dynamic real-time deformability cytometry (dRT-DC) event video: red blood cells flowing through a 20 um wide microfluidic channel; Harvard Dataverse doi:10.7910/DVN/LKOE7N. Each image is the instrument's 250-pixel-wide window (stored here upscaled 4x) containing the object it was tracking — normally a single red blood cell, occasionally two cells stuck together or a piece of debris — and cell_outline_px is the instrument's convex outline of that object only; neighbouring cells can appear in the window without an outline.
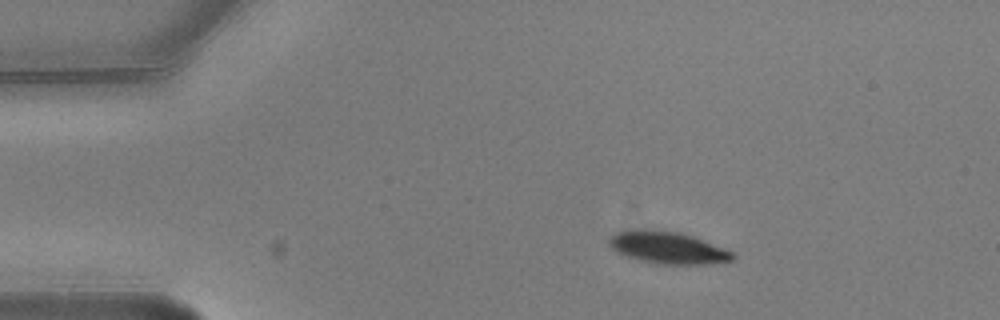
{"species": "common noctule bat (a hibernating species)", "species_latin": "Nyctalus noctula", "temperature_condition": "warm", "stored_images_in_passage": 5, "camera_frame_rate_fps": 3000, "um_per_image_px": 0.085, "animal": {"sex": "male", "body_mass_g": 20.5, "forearm_length_mm": 52.5}, "frame": {"image": 1, "passage_image": 3, "time_ms": 0.667, "image_size_px": [1000, 320], "cell_outline_px": [[736, 256], [732, 260], [704, 264], [664, 264], [640, 260], [616, 252], [608, 244], [608, 236], [616, 232], [636, 228], [640, 228], [680, 232], [692, 236], [732, 252]], "centroid_in_image_um": [56.68, 21.03], "position_along_channel_um": 28.3, "area_um2": 22.95}}
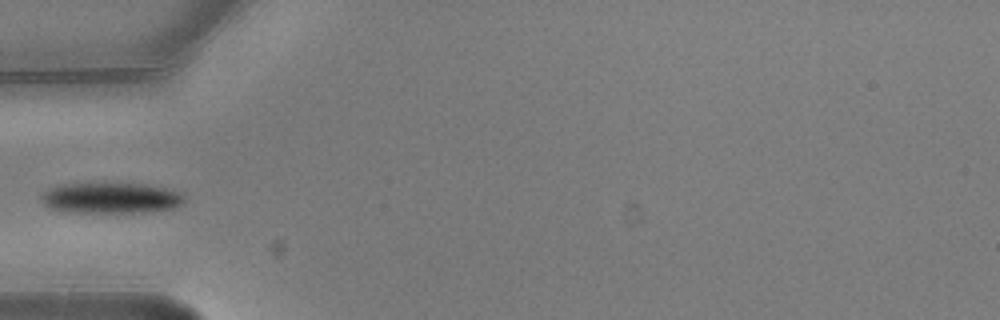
{"frame": {"image": 2, "passage_image": 5, "time_ms": 1.333, "image_size_px": [1000, 320], "cell_outline_px": [[184, 204], [176, 208], [152, 212], [72, 212], [52, 208], [44, 204], [40, 200], [40, 196], [48, 188], [60, 184], [144, 184], [164, 188], [176, 192], [184, 196]], "centroid_in_image_um": [9.43, 16.84], "position_along_channel_um": 75.6, "area_um2": 25.49}}